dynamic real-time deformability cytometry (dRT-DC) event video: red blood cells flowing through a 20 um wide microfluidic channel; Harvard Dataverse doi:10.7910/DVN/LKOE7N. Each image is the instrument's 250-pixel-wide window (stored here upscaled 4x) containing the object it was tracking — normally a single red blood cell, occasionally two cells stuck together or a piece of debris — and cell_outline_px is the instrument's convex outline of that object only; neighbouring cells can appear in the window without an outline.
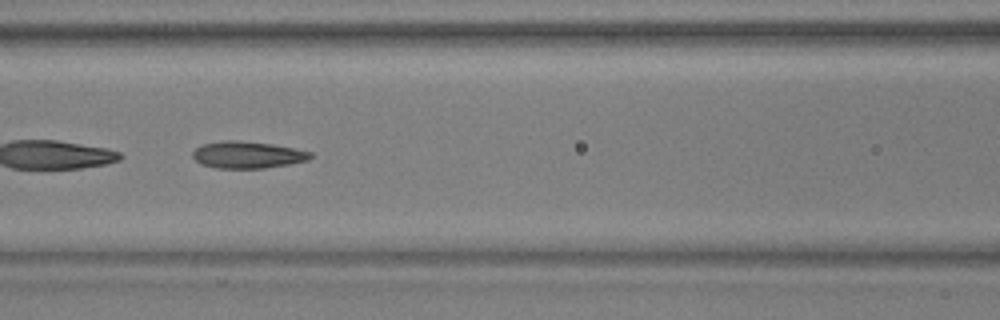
{"species": "common noctule bat (a hibernating species)", "species_latin": "Nyctalus noctula", "temperature_condition": "warm", "stored_images_in_passage": 52, "segment_of_instrument_passage": [2, 2], "camera_frame_rate_fps": 3000, "um_per_image_px": 0.085, "animal": {"sex": "male", "body_mass_g": 17.9, "forearm_length_mm": 54.2}, "frame": {"image": 1, "passage_image": 24, "time_ms": 7.667, "image_size_px": [1000, 320], "cell_outline_px": [[312, 156], [308, 160], [288, 164], [264, 168], [216, 168], [200, 164], [192, 156], [192, 152], [200, 144], [224, 140], [240, 140], [272, 144], [312, 152]], "centroid_in_image_um": [20.99, 13.15], "position_along_channel_um": 145.6, "area_um2": 18.5}}
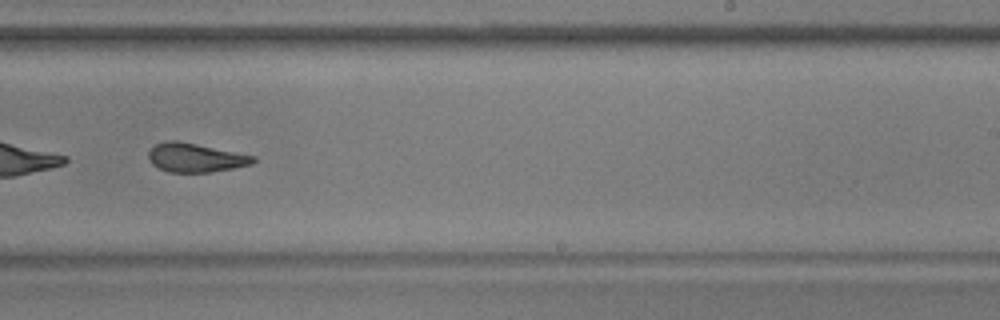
{"frame": {"image": 2, "passage_image": 34, "time_ms": 11.0, "image_size_px": [1000, 320], "cell_outline_px": [[256, 160], [252, 164], [212, 172], [168, 172], [152, 164], [148, 156], [148, 152], [156, 144], [168, 140], [176, 140], [256, 156]], "centroid_in_image_um": [16.61, 13.4], "position_along_channel_um": 272.4, "area_um2": 17.46}}
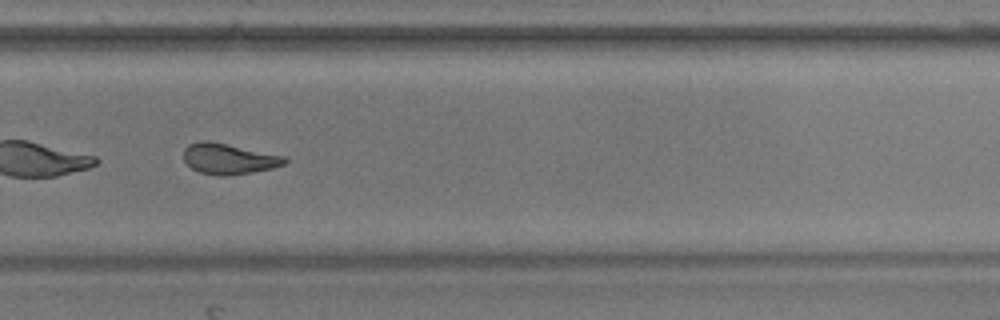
{"frame": {"image": 3, "passage_image": 37, "time_ms": 12.0, "image_size_px": [1000, 320], "cell_outline_px": [[288, 164], [272, 168], [252, 172], [224, 176], [220, 176], [200, 172], [192, 168], [184, 160], [184, 148], [188, 144], [200, 140], [208, 140], [284, 156], [288, 160]], "centroid_in_image_um": [19.44, 13.49], "position_along_channel_um": 310.4, "area_um2": 18.03}}